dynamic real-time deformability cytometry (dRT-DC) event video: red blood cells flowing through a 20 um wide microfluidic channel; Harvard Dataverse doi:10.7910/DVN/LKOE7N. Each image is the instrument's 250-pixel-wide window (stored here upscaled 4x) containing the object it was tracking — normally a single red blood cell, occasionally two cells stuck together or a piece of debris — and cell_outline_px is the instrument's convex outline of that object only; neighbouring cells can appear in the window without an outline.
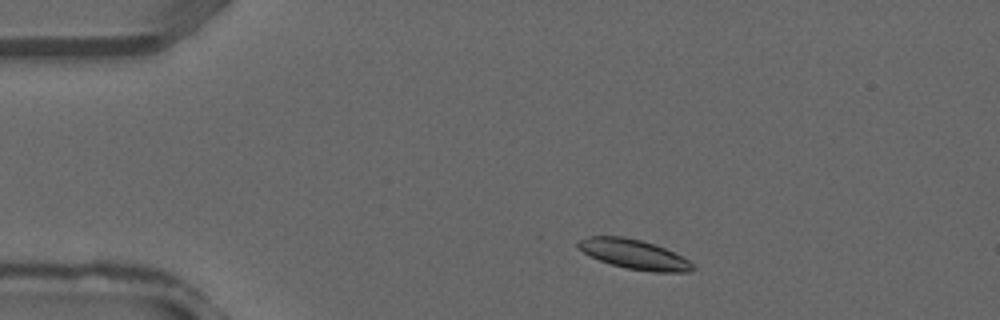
{"species": "common noctule bat (a hibernating species)", "species_latin": "Nyctalus noctula", "temperature_condition": "warm", "stored_images_in_passage": 35, "camera_frame_rate_fps": 3000, "um_per_image_px": 0.085, "animal": {"sex": "male", "forearm_length_mm": 52.5}, "frame": {"image": 1, "passage_image": 4, "time_ms": 1.0, "image_size_px": [1000, 320], "cell_outline_px": [[696, 268], [692, 272], [652, 272], [628, 268], [612, 264], [600, 260], [584, 252], [576, 244], [580, 240], [588, 236], [624, 236], [640, 240], [664, 248], [688, 260]], "centroid_in_image_um": [53.91, 21.62], "position_along_channel_um": 31.1, "area_um2": 19.36}}
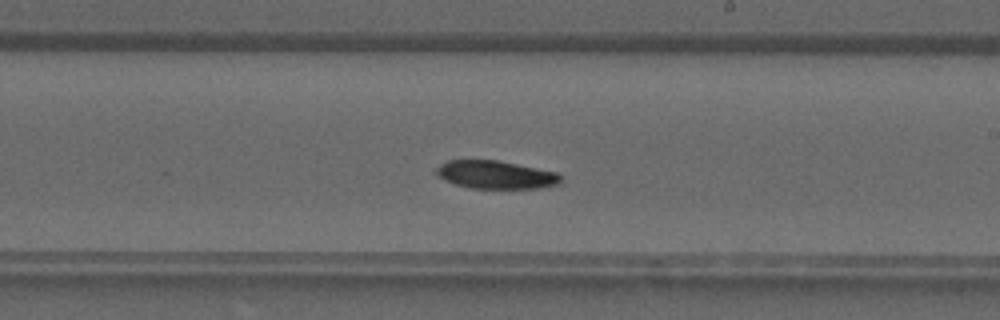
{"frame": {"image": 2, "passage_image": 19, "time_ms": 6.0, "image_size_px": [1000, 320], "cell_outline_px": [[560, 184], [540, 188], [468, 188], [444, 180], [432, 172], [440, 164], [448, 160], [500, 160], [556, 172], [560, 176]], "centroid_in_image_um": [42.09, 14.85], "position_along_channel_um": 246.9, "area_um2": 20.46}}
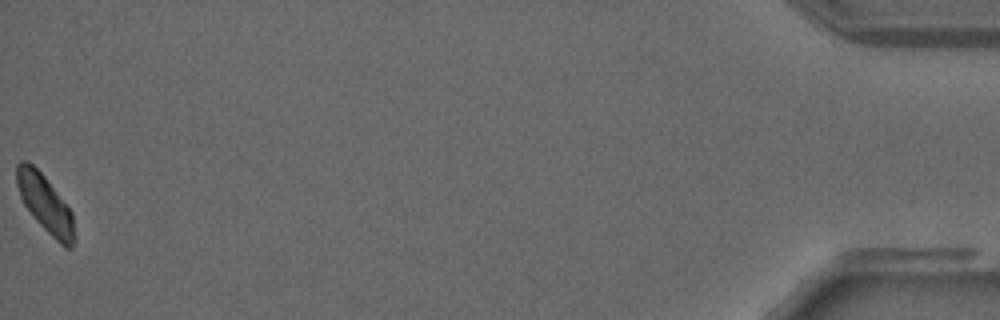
{"frame": {"image": 3, "passage_image": 35, "time_ms": 11.333, "image_size_px": [1000, 320], "cell_outline_px": [[72, 248], [64, 248], [36, 220], [20, 200], [16, 184], [16, 164], [20, 160], [28, 160], [44, 176], [72, 212]], "centroid_in_image_um": [3.76, 17.26], "position_along_channel_um": 431.4, "area_um2": 18.9}}